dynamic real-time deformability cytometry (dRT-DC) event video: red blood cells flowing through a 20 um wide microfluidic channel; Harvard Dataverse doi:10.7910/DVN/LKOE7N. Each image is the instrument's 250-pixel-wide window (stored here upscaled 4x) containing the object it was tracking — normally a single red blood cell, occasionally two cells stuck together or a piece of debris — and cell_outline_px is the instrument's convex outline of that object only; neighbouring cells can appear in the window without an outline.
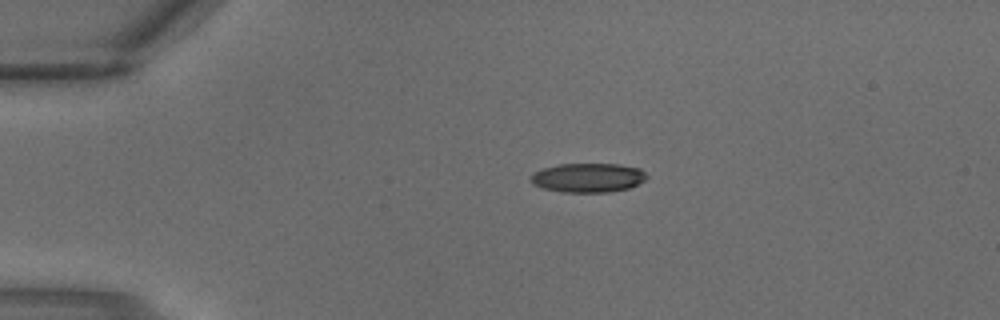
{"species": "common noctule bat (a hibernating species)", "species_latin": "Nyctalus noctula", "temperature_condition": "warm", "stored_images_in_passage": 2, "camera_frame_rate_fps": 3000, "um_per_image_px": 0.085, "animal": {"sex": "male", "body_mass_g": 18.8}, "frame": {"image": 1, "passage_image": 1, "time_ms": 0.0, "image_size_px": [1000, 320], "cell_outline_px": [[648, 176], [644, 180], [628, 188], [608, 192], [564, 192], [544, 188], [532, 184], [528, 176], [544, 168], [560, 164], [620, 164], [640, 168]], "centroid_in_image_um": [49.97, 15.1], "position_along_channel_um": 35.0, "area_um2": 19.59}}